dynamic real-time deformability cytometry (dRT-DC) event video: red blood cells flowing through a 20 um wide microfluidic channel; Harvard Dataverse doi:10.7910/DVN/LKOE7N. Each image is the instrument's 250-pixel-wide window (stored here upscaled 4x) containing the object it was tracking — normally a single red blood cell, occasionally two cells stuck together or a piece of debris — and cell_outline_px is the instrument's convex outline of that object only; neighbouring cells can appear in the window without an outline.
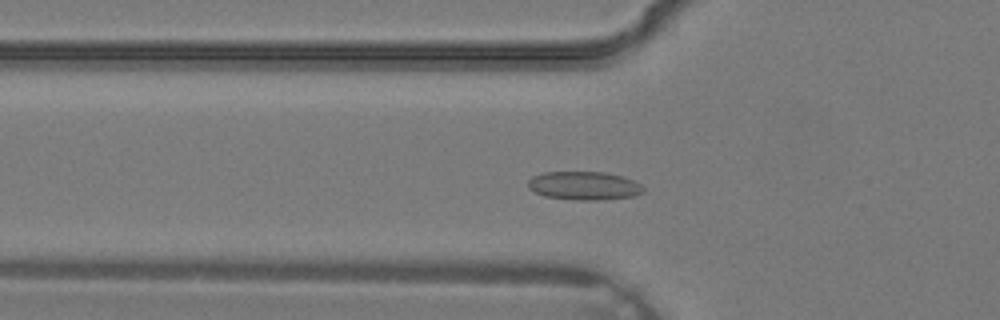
{"species": "common noctule bat (a hibernating species)", "species_latin": "Nyctalus noctula", "temperature_condition": "warm", "stored_images_in_passage": 35, "camera_frame_rate_fps": 3000, "um_per_image_px": 0.085, "animal": {"sex": "male", "body_mass_g": 19.2, "forearm_length_mm": 51.8}, "frame": {"image": 1, "passage_image": 11, "time_ms": 3.333, "image_size_px": [1000, 320], "cell_outline_px": [[644, 192], [632, 196], [596, 200], [576, 200], [544, 196], [528, 188], [528, 180], [532, 176], [544, 172], [604, 172], [620, 176], [632, 180], [640, 184], [644, 188]], "centroid_in_image_um": [49.61, 15.78], "position_along_channel_um": 76.2, "area_um2": 18.96}}
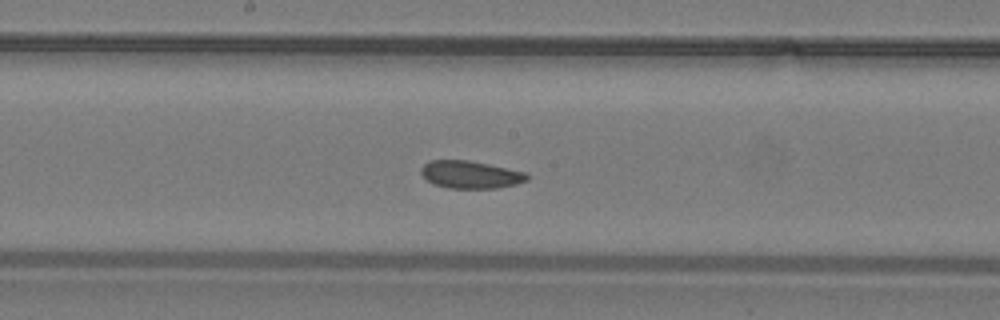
{"frame": {"image": 2, "passage_image": 18, "time_ms": 5.667, "image_size_px": [1000, 320], "cell_outline_px": [[528, 180], [516, 184], [496, 188], [448, 188], [432, 184], [420, 172], [420, 168], [428, 160], [468, 160], [528, 172]], "centroid_in_image_um": [39.99, 14.84], "position_along_channel_um": 208.2, "area_um2": 17.11}}
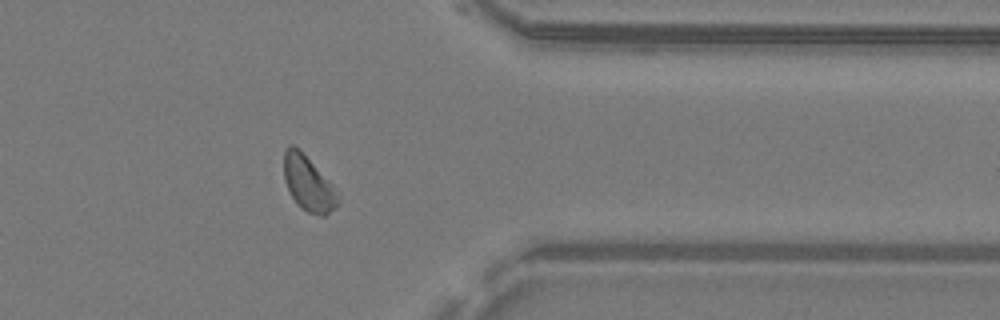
{"frame": {"image": 3, "passage_image": 28, "time_ms": 9.0, "image_size_px": [1000, 320], "cell_outline_px": [[336, 204], [324, 216], [320, 216], [308, 212], [300, 208], [296, 204], [284, 180], [284, 148], [288, 144], [292, 144], [332, 184], [336, 200]], "centroid_in_image_um": [26.12, 15.6], "position_along_channel_um": 385.3, "area_um2": 16.42}}